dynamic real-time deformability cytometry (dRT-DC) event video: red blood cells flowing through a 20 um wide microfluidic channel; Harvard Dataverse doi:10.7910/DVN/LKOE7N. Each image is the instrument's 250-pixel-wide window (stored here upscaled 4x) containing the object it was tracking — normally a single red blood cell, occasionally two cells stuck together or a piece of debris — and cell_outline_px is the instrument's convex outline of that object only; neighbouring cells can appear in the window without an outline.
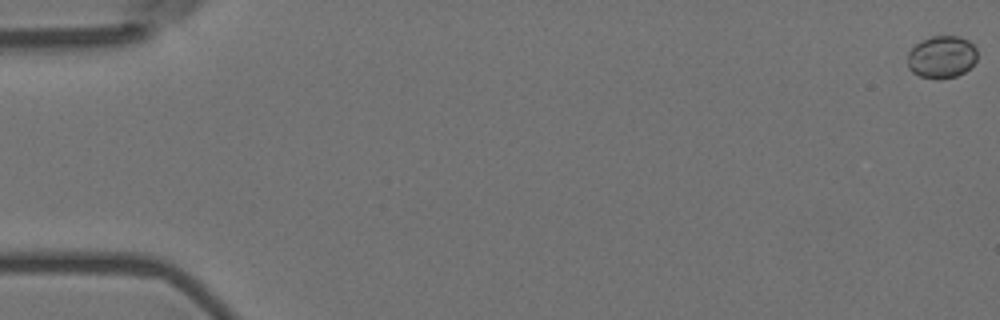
{"species": "Egyptian fruit bat (a non-hibernating species)", "species_latin": "Rousettus aegyptiacus", "temperature_condition": "room temperature", "stored_images_in_passage": 5, "camera_frame_rate_fps": 3000, "um_per_image_px": 0.085, "animal": {"sex": "female"}, "frame": {"image": 1, "passage_image": 1, "time_ms": 0.0, "image_size_px": [1000, 320], "cell_outline_px": [[976, 60], [964, 72], [956, 76], [936, 80], [920, 76], [912, 72], [908, 68], [908, 52], [920, 40], [932, 36], [960, 36], [968, 40], [976, 48]], "centroid_in_image_um": [80.02, 4.84], "position_along_channel_um": 5.0, "area_um2": 17.28}}